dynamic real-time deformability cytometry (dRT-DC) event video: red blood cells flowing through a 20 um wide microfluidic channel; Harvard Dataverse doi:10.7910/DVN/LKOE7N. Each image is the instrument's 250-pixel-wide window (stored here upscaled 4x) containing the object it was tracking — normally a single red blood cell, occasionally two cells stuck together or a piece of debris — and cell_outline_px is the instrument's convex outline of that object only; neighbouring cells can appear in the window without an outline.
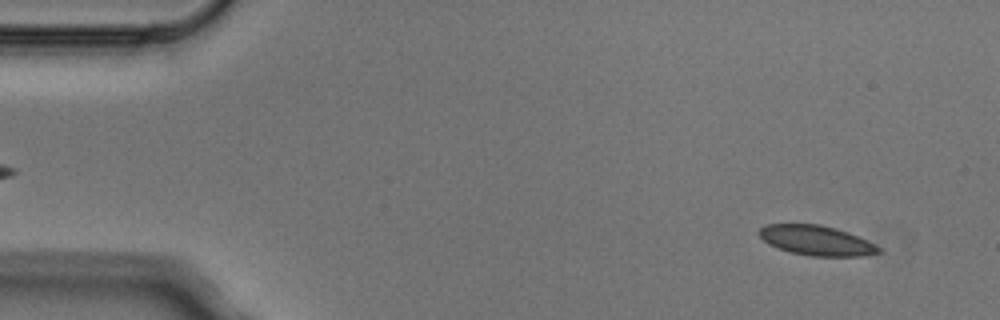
{"species": "Egyptian fruit bat (a non-hibernating species)", "species_latin": "Rousettus aegyptiacus", "temperature_condition": "cold", "stored_images_in_passage": 5, "segment_of_instrument_passage": [2, 2], "camera_frame_rate_fps": 3000, "um_per_image_px": 0.085, "animal": {"sex": "male"}, "frame": {"image": 1, "passage_image": 5, "time_ms": 1.333, "image_size_px": [1000, 320], "cell_outline_px": [[884, 252], [864, 256], [808, 256], [792, 252], [768, 244], [760, 236], [760, 228], [764, 224], [820, 224], [836, 228], [848, 232], [876, 244], [884, 248]], "centroid_in_image_um": [69.47, 20.44], "position_along_channel_um": 15.5, "area_um2": 20.92}}